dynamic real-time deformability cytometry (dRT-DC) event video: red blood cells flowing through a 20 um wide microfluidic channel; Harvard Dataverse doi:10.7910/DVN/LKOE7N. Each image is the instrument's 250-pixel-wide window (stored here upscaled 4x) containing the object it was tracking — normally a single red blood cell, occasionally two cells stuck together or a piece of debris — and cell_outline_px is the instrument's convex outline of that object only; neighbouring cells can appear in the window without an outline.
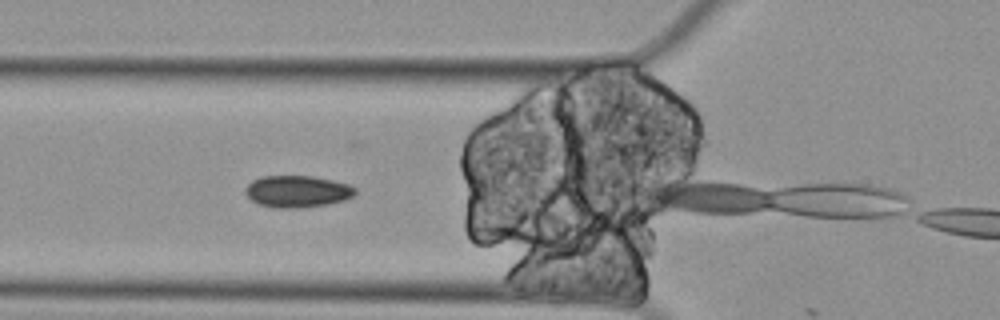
{"species": "Egyptian fruit bat (a non-hibernating species)", "species_latin": "Rousettus aegyptiacus", "temperature_condition": "cold", "stored_images_in_passage": 6, "camera_frame_rate_fps": 3000, "um_per_image_px": 0.085, "animal": {"sex": "female"}, "frame": {"image": 1, "passage_image": 3, "time_ms": 0.667, "image_size_px": [1000, 320], "cell_outline_px": [[356, 192], [352, 196], [344, 200], [328, 204], [296, 208], [272, 208], [260, 204], [252, 200], [244, 192], [244, 188], [252, 180], [260, 176], [312, 176], [332, 180], [348, 184], [356, 188]], "centroid_in_image_um": [25.24, 16.27], "position_along_channel_um": 100.6, "area_um2": 20.4}}